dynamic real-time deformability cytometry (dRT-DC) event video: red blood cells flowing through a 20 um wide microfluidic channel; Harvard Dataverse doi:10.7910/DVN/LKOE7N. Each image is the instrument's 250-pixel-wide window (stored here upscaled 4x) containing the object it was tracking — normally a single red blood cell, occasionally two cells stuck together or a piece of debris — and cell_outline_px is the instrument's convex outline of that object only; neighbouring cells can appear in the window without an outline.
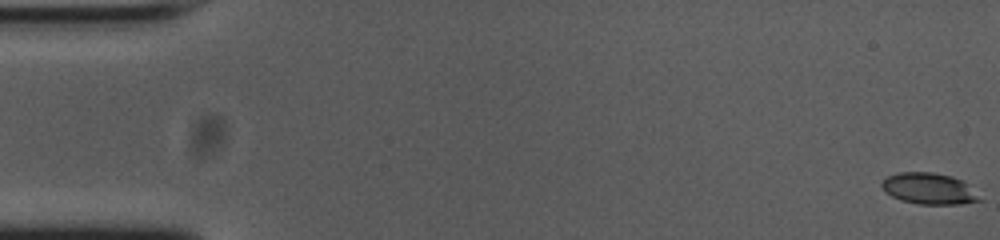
{"species": "common noctule bat (a hibernating species)", "species_latin": "Nyctalus noctula", "temperature_condition": "cold", "stored_images_in_passage": 50, "camera_frame_rate_fps": 3000, "um_per_image_px": 0.085, "animal": {"sex": "female", "body_mass_g": 23.0, "forearm_length_mm": 53.4}, "frame": {"image": 1, "passage_image": 1, "time_ms": 0.0, "image_size_px": [1000, 240], "cell_outline_px": [[984, 200], [960, 204], [920, 204], [900, 200], [884, 192], [880, 184], [888, 176], [896, 172], [932, 172], [952, 176], [960, 180]], "centroid_in_image_um": [78.92, 16.03], "position_along_channel_um": 6.1, "area_um2": 17.69}}
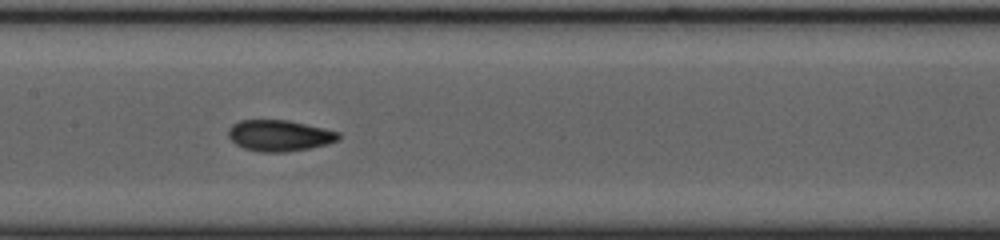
{"frame": {"image": 2, "passage_image": 27, "time_ms": 8.667, "image_size_px": [1000, 240], "cell_outline_px": [[340, 140], [328, 144], [308, 148], [284, 152], [260, 152], [244, 148], [236, 144], [228, 136], [228, 128], [232, 124], [240, 120], [288, 120], [340, 132]], "centroid_in_image_um": [23.75, 11.52], "position_along_channel_um": 183.7, "area_um2": 20.0}}
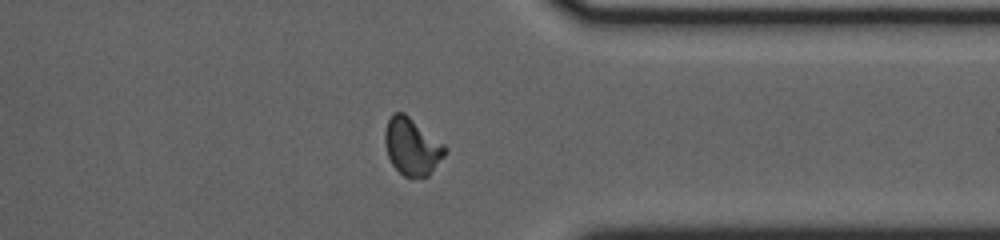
{"frame": {"image": 3, "passage_image": 43, "time_ms": 14.0, "image_size_px": [1000, 240], "cell_outline_px": [[448, 152], [428, 176], [412, 180], [404, 176], [392, 164], [388, 156], [384, 144], [384, 132], [388, 120], [392, 112], [404, 112], [444, 144], [448, 148]], "centroid_in_image_um": [35.02, 12.48], "position_along_channel_um": 376.4, "area_um2": 20.35}}